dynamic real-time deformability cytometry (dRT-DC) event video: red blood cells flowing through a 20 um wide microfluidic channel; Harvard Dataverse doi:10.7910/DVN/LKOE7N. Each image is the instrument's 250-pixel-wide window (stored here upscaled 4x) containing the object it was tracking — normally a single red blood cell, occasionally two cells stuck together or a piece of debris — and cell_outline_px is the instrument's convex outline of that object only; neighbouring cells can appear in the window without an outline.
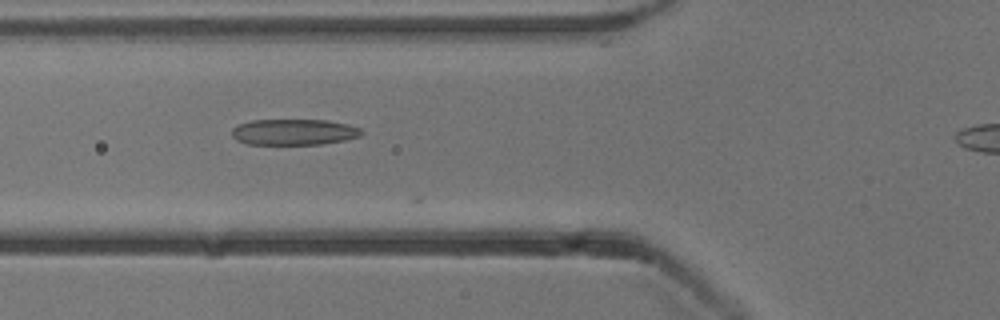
{"species": "common noctule bat (a hibernating species)", "species_latin": "Nyctalus noctula", "temperature_condition": "cold", "stored_images_in_passage": 21, "camera_frame_rate_fps": 3000, "um_per_image_px": 0.085, "animal": {"sex": "male", "body_mass_g": 13.3}, "frame": {"image": 1, "passage_image": 20, "time_ms": 6.333, "image_size_px": [1000, 320], "cell_outline_px": [[364, 132], [360, 136], [344, 140], [320, 144], [248, 144], [236, 140], [232, 136], [232, 128], [236, 124], [252, 120], [328, 120], [348, 124], [360, 128]], "centroid_in_image_um": [24.96, 11.21], "position_along_channel_um": 100.8, "area_um2": 19.71}}